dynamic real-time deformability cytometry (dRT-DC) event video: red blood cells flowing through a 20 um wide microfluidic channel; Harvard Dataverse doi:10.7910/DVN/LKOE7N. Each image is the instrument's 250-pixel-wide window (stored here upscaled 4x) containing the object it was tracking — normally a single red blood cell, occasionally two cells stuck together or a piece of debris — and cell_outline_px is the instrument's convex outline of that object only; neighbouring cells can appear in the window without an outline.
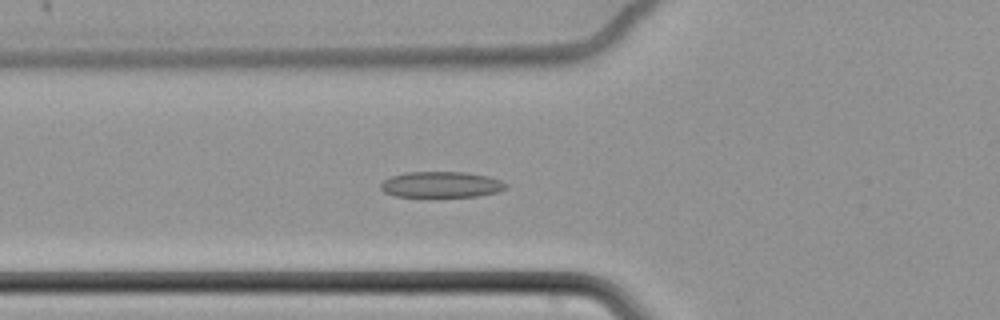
{"species": "common noctule bat (a hibernating species)", "species_latin": "Nyctalus noctula", "temperature_condition": "cold", "stored_images_in_passage": 57, "camera_frame_rate_fps": 3000, "um_per_image_px": 0.085, "animal": {"sex": "female", "body_mass_g": 22.7, "forearm_length_mm": 54.2}, "frame": {"image": 1, "passage_image": 19, "time_ms": 6.0, "image_size_px": [1000, 320], "cell_outline_px": [[508, 188], [496, 192], [476, 196], [396, 196], [384, 192], [380, 188], [380, 184], [384, 180], [392, 176], [404, 172], [464, 172], [488, 176], [500, 180], [508, 184]], "centroid_in_image_um": [37.51, 15.68], "position_along_channel_um": 88.3, "area_um2": 18.79}}
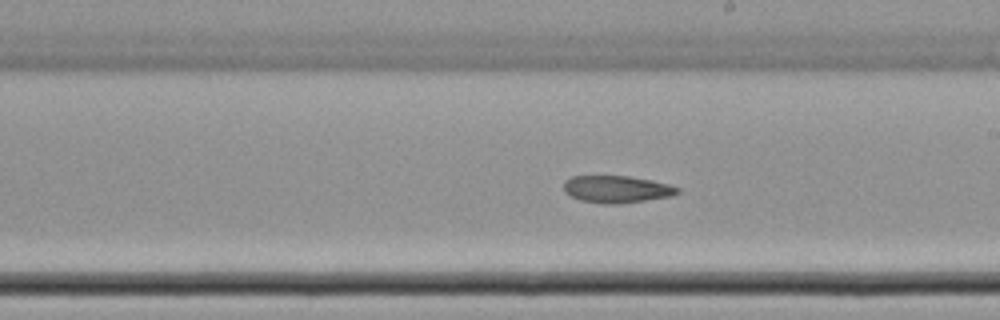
{"frame": {"image": 2, "passage_image": 32, "time_ms": 10.333, "image_size_px": [1000, 320], "cell_outline_px": [[680, 192], [672, 196], [620, 204], [604, 204], [580, 200], [564, 192], [564, 180], [572, 176], [628, 176], [652, 180], [668, 184], [680, 188]], "centroid_in_image_um": [52.42, 16.08], "position_along_channel_um": 236.6, "area_um2": 18.09}}
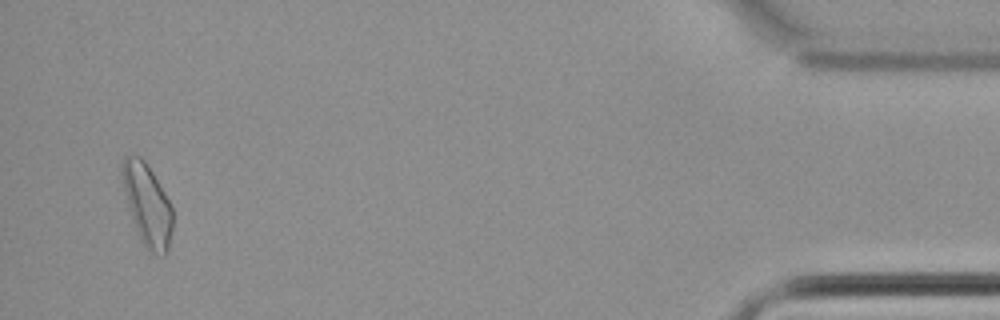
{"frame": {"image": 3, "passage_image": 55, "time_ms": 18.0, "image_size_px": [1000, 320], "cell_outline_px": [[172, 228], [168, 252], [164, 256], [152, 252], [140, 240], [128, 208], [120, 172], [120, 164], [124, 156], [140, 156], [144, 160], [152, 172], [164, 192], [172, 208]], "centroid_in_image_um": [12.5, 17.39], "position_along_channel_um": 422.7, "area_um2": 23.87}}